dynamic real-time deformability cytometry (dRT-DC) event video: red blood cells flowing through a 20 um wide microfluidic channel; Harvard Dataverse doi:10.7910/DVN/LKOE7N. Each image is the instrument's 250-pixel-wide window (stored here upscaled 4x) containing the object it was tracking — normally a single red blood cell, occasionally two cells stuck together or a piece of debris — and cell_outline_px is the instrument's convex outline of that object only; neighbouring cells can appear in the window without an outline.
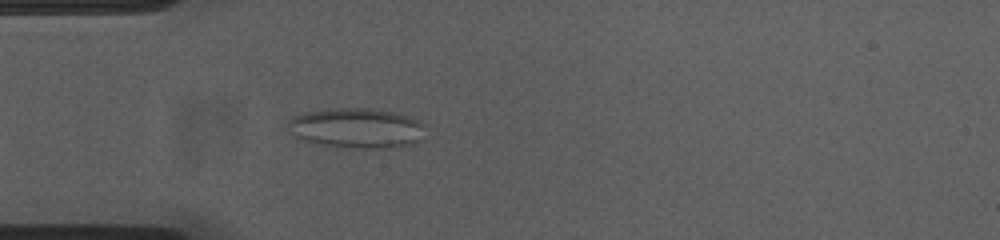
{"species": "common noctule bat (a hibernating species)", "species_latin": "Nyctalus noctula", "temperature_condition": "cold", "stored_images_in_passage": 39, "camera_frame_rate_fps": 3000, "um_per_image_px": 0.085, "animal": {"sex": "female", "body_mass_g": 23.0, "forearm_length_mm": 53.4}, "frame": {"image": 1, "passage_image": 2, "time_ms": 0.333, "image_size_px": [1000, 240], "cell_outline_px": [[424, 124], [420, 140], [412, 144], [388, 148], [372, 148], [324, 144], [304, 140], [288, 132], [284, 128], [288, 120], [304, 112], [340, 108], [368, 108], [392, 112], [408, 116], [420, 120]], "centroid_in_image_um": [30.29, 10.87], "position_along_channel_um": 54.7, "area_um2": 31.62}}
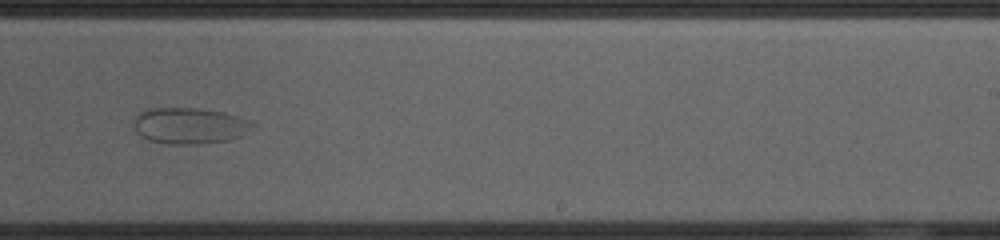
{"frame": {"image": 2, "passage_image": 21, "time_ms": 6.667, "image_size_px": [1000, 240], "cell_outline_px": [[256, 124], [240, 136], [232, 140], [200, 144], [168, 144], [148, 140], [140, 136], [136, 132], [132, 120], [140, 112], [148, 108], [196, 108], [224, 112], [240, 116], [252, 120]], "centroid_in_image_um": [16.11, 10.69], "position_along_channel_um": 272.9, "area_um2": 25.43}}
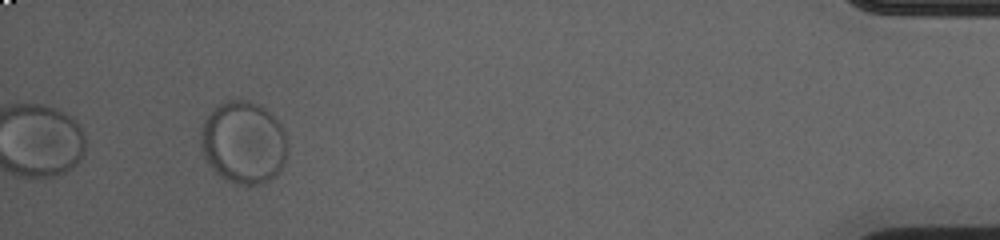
{"frame": {"image": 3, "passage_image": 39, "time_ms": 12.667, "image_size_px": [1000, 240], "cell_outline_px": [[288, 148], [284, 164], [268, 180], [260, 184], [236, 184], [220, 176], [208, 164], [204, 156], [200, 144], [200, 128], [208, 112], [212, 108], [224, 100], [248, 100], [264, 108], [280, 124], [284, 132]], "centroid_in_image_um": [20.65, 12.08], "position_along_channel_um": 414.5, "area_um2": 41.67}}